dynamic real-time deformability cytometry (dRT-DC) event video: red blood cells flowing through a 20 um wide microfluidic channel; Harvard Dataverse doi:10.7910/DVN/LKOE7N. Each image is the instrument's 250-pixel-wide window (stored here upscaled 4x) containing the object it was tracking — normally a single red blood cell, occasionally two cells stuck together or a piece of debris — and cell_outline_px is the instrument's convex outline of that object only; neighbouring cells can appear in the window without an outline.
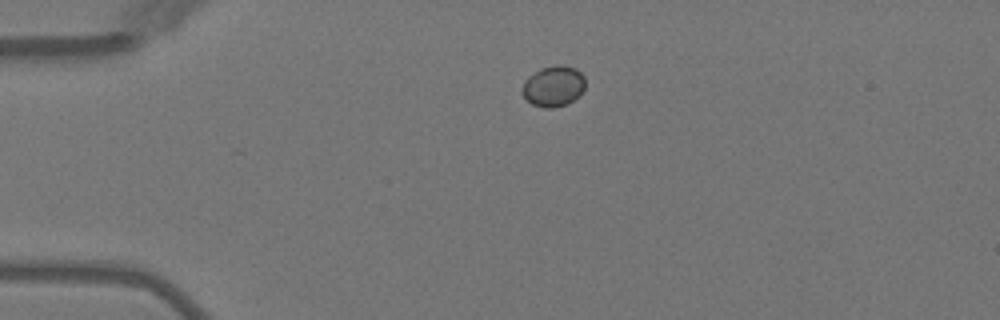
{"species": "Egyptian fruit bat (a non-hibernating species)", "species_latin": "Rousettus aegyptiacus", "temperature_condition": "warm", "stored_images_in_passage": 3, "camera_frame_rate_fps": 3000, "um_per_image_px": 0.085, "animal": {"sex": "female"}, "frame": {"image": 1, "passage_image": 1, "time_ms": 0.0, "image_size_px": [1000, 320], "cell_outline_px": [[584, 88], [572, 100], [564, 104], [552, 108], [544, 108], [532, 104], [520, 92], [524, 80], [528, 76], [540, 68], [556, 64], [560, 64], [576, 68], [584, 76]], "centroid_in_image_um": [47.0, 7.29], "position_along_channel_um": 38.0, "area_um2": 14.91}}
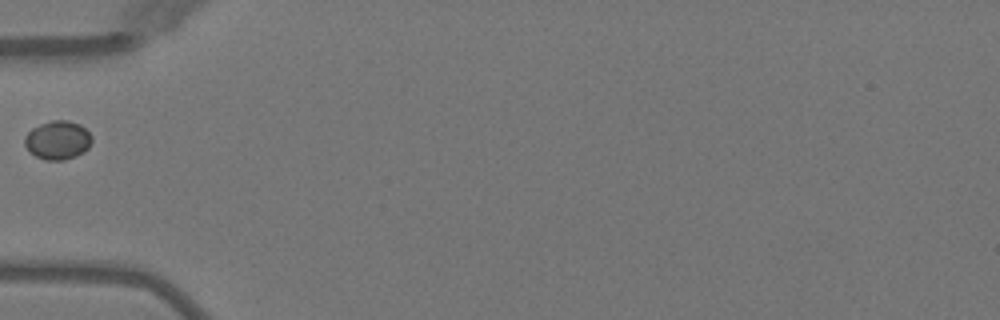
{"frame": {"image": 2, "passage_image": 2, "time_ms": 2.0, "image_size_px": [1000, 320], "cell_outline_px": [[92, 140], [88, 148], [84, 152], [76, 156], [64, 160], [44, 160], [36, 156], [24, 144], [24, 136], [32, 128], [40, 124], [52, 120], [68, 120], [80, 124], [92, 136]], "centroid_in_image_um": [4.91, 11.9], "position_along_channel_um": 80.1, "area_um2": 15.14}}
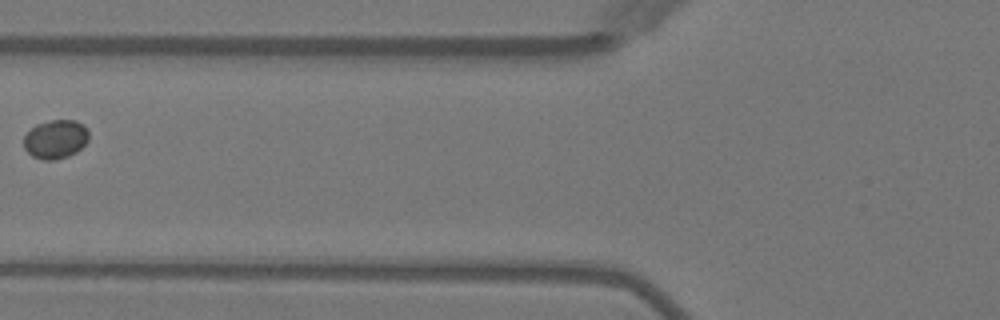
{"frame": {"image": 3, "passage_image": 3, "time_ms": 3.0, "image_size_px": [1000, 320], "cell_outline_px": [[88, 140], [76, 152], [68, 156], [56, 160], [44, 160], [32, 156], [24, 148], [24, 136], [36, 124], [52, 120], [76, 120], [84, 124], [88, 128]], "centroid_in_image_um": [4.74, 11.83], "position_along_channel_um": 121.1, "area_um2": 14.74}}